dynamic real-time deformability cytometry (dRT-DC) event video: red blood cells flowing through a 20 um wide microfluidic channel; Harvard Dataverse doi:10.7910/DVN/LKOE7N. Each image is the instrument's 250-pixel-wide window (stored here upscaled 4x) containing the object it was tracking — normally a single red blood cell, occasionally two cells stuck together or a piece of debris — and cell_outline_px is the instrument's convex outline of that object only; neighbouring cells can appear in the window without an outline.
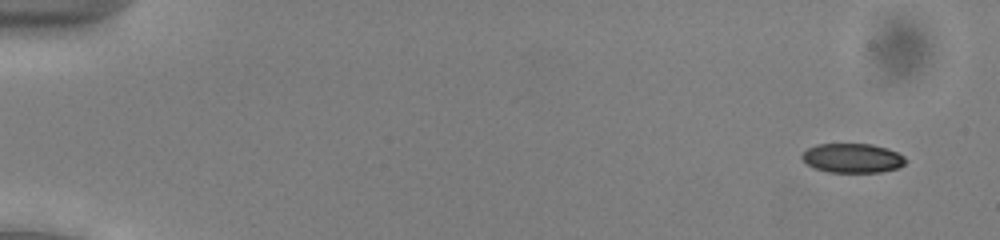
{"species": "common noctule bat (a hibernating species)", "species_latin": "Nyctalus noctula", "temperature_condition": "cold", "stored_images_in_passage": 54, "camera_frame_rate_fps": 3000, "um_per_image_px": 0.085, "animal": {"sex": "male", "body_mass_g": 13.0, "forearm_length_mm": 53.1}, "frame": {"image": 1, "passage_image": 4, "time_ms": 1.0, "image_size_px": [1000, 240], "cell_outline_px": [[908, 160], [900, 168], [880, 172], [828, 172], [812, 168], [800, 156], [808, 148], [816, 144], [872, 144], [888, 148], [904, 156]], "centroid_in_image_um": [72.48, 13.44], "position_along_channel_um": 12.5, "area_um2": 17.86}}
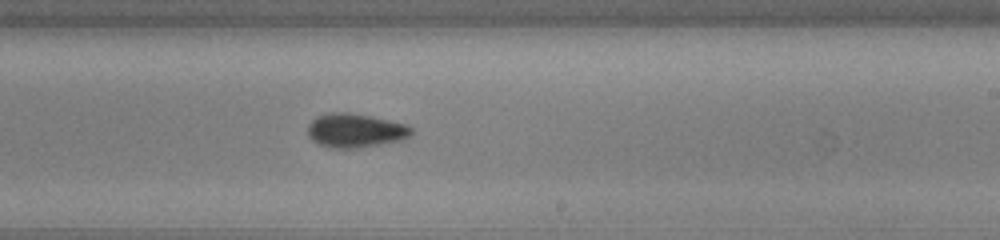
{"frame": {"image": 2, "passage_image": 34, "time_ms": 11.0, "image_size_px": [1000, 240], "cell_outline_px": [[412, 132], [404, 140], [360, 148], [332, 148], [320, 144], [312, 140], [308, 136], [308, 124], [316, 116], [328, 112], [348, 112], [372, 116], [408, 124], [412, 128]], "centroid_in_image_um": [30.21, 11.08], "position_along_channel_um": 258.8, "area_um2": 20.81}}
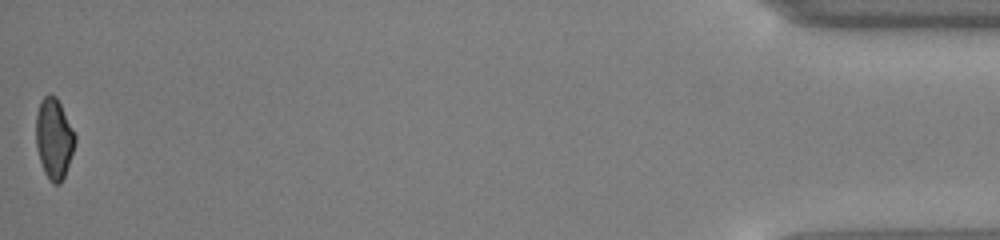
{"frame": {"image": 3, "passage_image": 54, "time_ms": 17.667, "image_size_px": [1000, 240], "cell_outline_px": [[76, 140], [64, 176], [60, 184], [52, 184], [48, 180], [44, 172], [36, 148], [36, 116], [40, 100], [48, 92], [56, 96], [76, 136]], "centroid_in_image_um": [4.56, 11.77], "position_along_channel_um": 430.6, "area_um2": 18.26}, "authors_computed_cell_mechanics": {"area_um2": 19.3341, "velocity_mm_per_s": 3.9224, "shape_relaxation_time_tau1_ms": 2.7659, "shape_relaxation_time_tau2_ms": null, "deformation_change_tau1": 0.0963, "deformation_change_tau2": null}}